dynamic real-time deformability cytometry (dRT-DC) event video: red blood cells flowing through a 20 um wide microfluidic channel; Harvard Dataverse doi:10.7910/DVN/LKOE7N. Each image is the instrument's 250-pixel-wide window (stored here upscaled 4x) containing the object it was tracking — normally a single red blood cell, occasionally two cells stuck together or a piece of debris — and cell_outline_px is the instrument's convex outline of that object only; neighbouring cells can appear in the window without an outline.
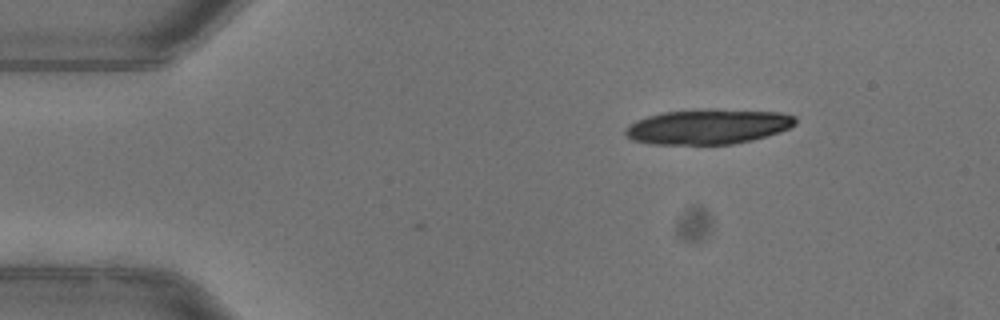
{"species": "common noctule bat (a hibernating species)", "species_latin": "Nyctalus noctula", "temperature_condition": "warm", "stored_images_in_passage": 3, "camera_frame_rate_fps": 3000, "um_per_image_px": 0.085, "animal": {"sex": "female"}, "frame": {"image": 1, "passage_image": 1, "time_ms": 0.0, "image_size_px": [1000, 320], "cell_outline_px": [[796, 124], [780, 132], [752, 140], [732, 144], [648, 144], [632, 140], [624, 132], [624, 128], [628, 124], [636, 120], [648, 116], [664, 112], [716, 108], [780, 112], [796, 116]], "centroid_in_image_um": [60.18, 10.75], "position_along_channel_um": 24.8, "area_um2": 35.03}}